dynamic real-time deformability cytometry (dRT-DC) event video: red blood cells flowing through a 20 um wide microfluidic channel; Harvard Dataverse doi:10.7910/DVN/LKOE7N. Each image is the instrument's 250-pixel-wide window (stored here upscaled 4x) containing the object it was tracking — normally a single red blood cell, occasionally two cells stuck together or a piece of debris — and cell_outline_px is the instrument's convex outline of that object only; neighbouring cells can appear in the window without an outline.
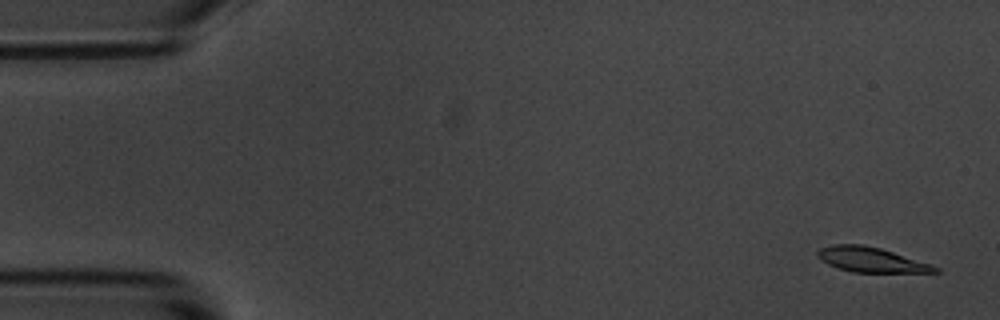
{"species": "common noctule bat (a hibernating species)", "species_latin": "Nyctalus noctula", "temperature_condition": "room temperature", "stored_images_in_passage": 54, "camera_frame_rate_fps": 3000, "um_per_image_px": 0.085, "animal": {"sex": "male", "body_mass_g": 20.1, "forearm_length_mm": 53.5}, "frame": {"image": 1, "passage_image": 2, "time_ms": 0.333, "image_size_px": [1000, 320], "cell_outline_px": [[940, 272], [852, 272], [828, 264], [820, 260], [816, 256], [816, 252], [820, 248], [832, 244], [864, 244], [880, 248], [932, 264], [940, 268]], "centroid_in_image_um": [74.03, 22.06], "position_along_channel_um": 11.0, "area_um2": 17.05}}
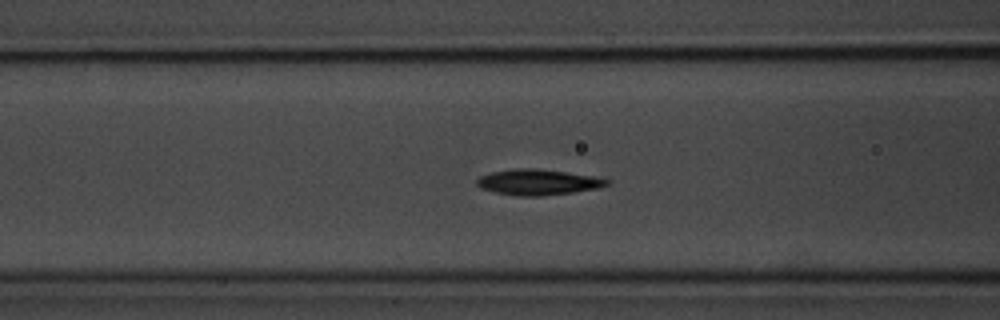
{"frame": {"image": 2, "passage_image": 21, "time_ms": 6.667, "image_size_px": [1000, 320], "cell_outline_px": [[612, 184], [600, 188], [572, 192], [540, 196], [516, 196], [496, 192], [480, 188], [476, 184], [476, 180], [480, 176], [492, 172], [512, 168], [536, 168], [592, 176], [612, 180]], "centroid_in_image_um": [45.74, 15.48], "position_along_channel_um": 120.9, "area_um2": 19.54}}
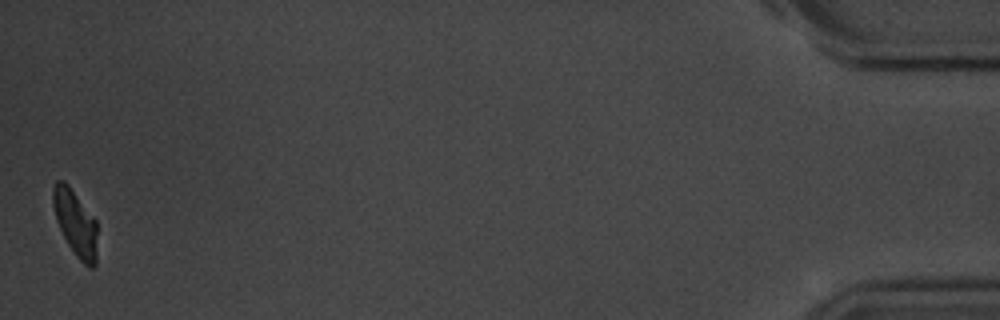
{"frame": {"image": 3, "passage_image": 54, "time_ms": 17.667, "image_size_px": [1000, 320], "cell_outline_px": [[96, 264], [92, 268], [88, 268], [76, 256], [68, 244], [56, 220], [52, 204], [52, 188], [56, 180], [64, 180], [68, 184], [96, 220]], "centroid_in_image_um": [6.39, 18.94], "position_along_channel_um": 428.8, "area_um2": 16.99}, "authors_computed_cell_mechanics": {"area_um2": 18.5249, "velocity_mm_per_s": 3.6529, "shape_relaxation_time_tau1_ms": 2.5067, "shape_relaxation_time_tau2_ms": 4.1616, "deformation_change_tau1": 0.1389, "deformation_change_tau2": 0.067}}